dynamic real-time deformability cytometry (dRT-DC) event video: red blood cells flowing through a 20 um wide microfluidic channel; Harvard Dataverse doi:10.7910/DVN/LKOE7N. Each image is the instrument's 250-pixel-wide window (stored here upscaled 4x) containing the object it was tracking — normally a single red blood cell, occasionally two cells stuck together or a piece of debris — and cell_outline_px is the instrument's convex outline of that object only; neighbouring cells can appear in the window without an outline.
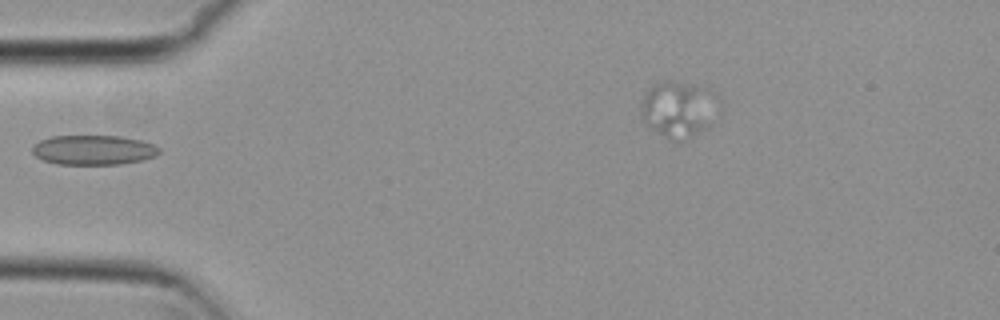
{"species": "common noctule bat (a hibernating species)", "species_latin": "Nyctalus noctula", "temperature_condition": "cold", "stored_images_in_passage": 5, "camera_frame_rate_fps": 3000, "um_per_image_px": 0.085, "animal": {"sex": "female", "body_mass_g": 29.2, "forearm_length_mm": 56.3}, "frame": {"image": 1, "passage_image": 5, "time_ms": 1.333, "image_size_px": [1000, 320], "cell_outline_px": [[160, 152], [156, 156], [144, 160], [120, 164], [56, 164], [44, 160], [36, 156], [32, 152], [32, 148], [40, 140], [52, 136], [120, 136], [140, 140], [152, 144], [160, 148]], "centroid_in_image_um": [7.97, 12.75], "position_along_channel_um": 77.0, "area_um2": 21.91}}